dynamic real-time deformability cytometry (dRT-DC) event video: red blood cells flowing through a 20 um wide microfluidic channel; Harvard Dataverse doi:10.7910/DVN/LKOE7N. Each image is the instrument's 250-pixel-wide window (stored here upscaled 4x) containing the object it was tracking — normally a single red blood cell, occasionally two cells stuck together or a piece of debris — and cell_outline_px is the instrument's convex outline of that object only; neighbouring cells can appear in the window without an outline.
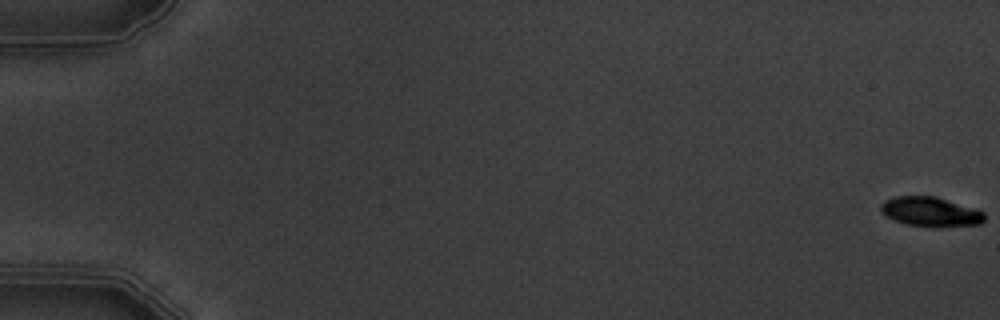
{"species": "common noctule bat (a hibernating species)", "species_latin": "Nyctalus noctula", "temperature_condition": "warm", "stored_images_in_passage": 7, "segment_of_instrument_passage": [1, 2], "camera_frame_rate_fps": 3000, "um_per_image_px": 0.085, "animal": {"sex": "male", "body_mass_g": 19.5, "forearm_length_mm": 54.6}, "frame": {"image": 1, "passage_image": 1, "time_ms": 0.0, "image_size_px": [1000, 320], "cell_outline_px": [[984, 220], [980, 224], [908, 224], [896, 220], [888, 216], [880, 208], [880, 204], [884, 200], [896, 196], [936, 196], [984, 212]], "centroid_in_image_um": [79.05, 17.93], "position_along_channel_um": 5.9, "area_um2": 16.65}}
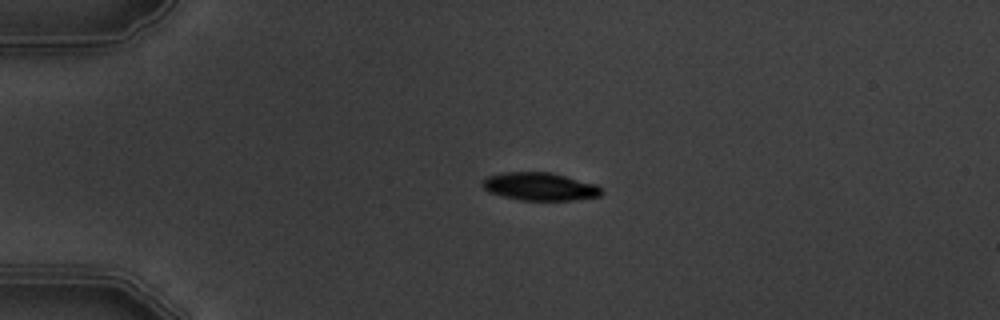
{"frame": {"image": 2, "passage_image": 5, "time_ms": 4.667, "image_size_px": [1000, 320], "cell_outline_px": [[604, 192], [600, 196], [572, 200], [520, 200], [488, 192], [480, 184], [484, 176], [504, 172], [548, 172], [596, 184], [604, 188]], "centroid_in_image_um": [45.87, 15.85], "position_along_channel_um": 39.1, "area_um2": 19.48}}